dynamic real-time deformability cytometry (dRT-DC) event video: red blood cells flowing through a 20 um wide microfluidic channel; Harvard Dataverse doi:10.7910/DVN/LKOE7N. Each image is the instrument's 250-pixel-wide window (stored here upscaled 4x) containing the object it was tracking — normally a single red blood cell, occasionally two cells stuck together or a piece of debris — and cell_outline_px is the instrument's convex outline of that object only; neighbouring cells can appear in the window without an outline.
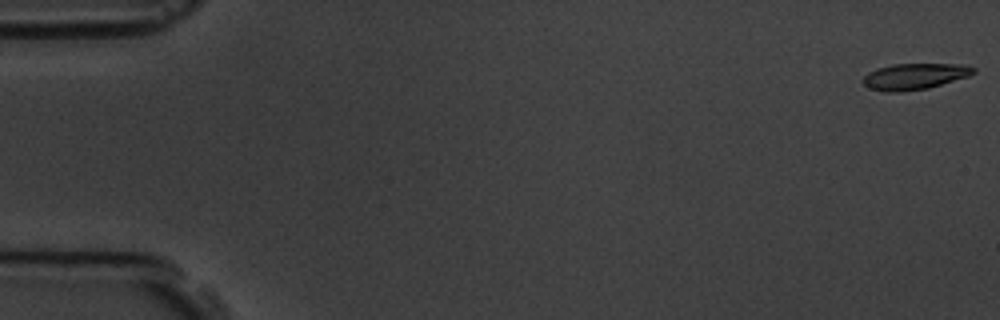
{"species": "common noctule bat (a hibernating species)", "species_latin": "Nyctalus noctula", "temperature_condition": "room temperature", "stored_images_in_passage": 5, "camera_frame_rate_fps": 3000, "um_per_image_px": 0.085, "animal": {"sex": "male", "body_mass_g": 19.5, "forearm_length_mm": 54.6}, "frame": {"image": 1, "passage_image": 1, "time_ms": 0.0, "image_size_px": [1000, 320], "cell_outline_px": [[976, 72], [968, 76], [928, 88], [900, 92], [884, 92], [872, 88], [864, 84], [860, 80], [868, 72], [876, 68], [892, 64], [964, 64], [976, 68]], "centroid_in_image_um": [77.72, 6.48], "position_along_channel_um": 7.3, "area_um2": 16.88}}
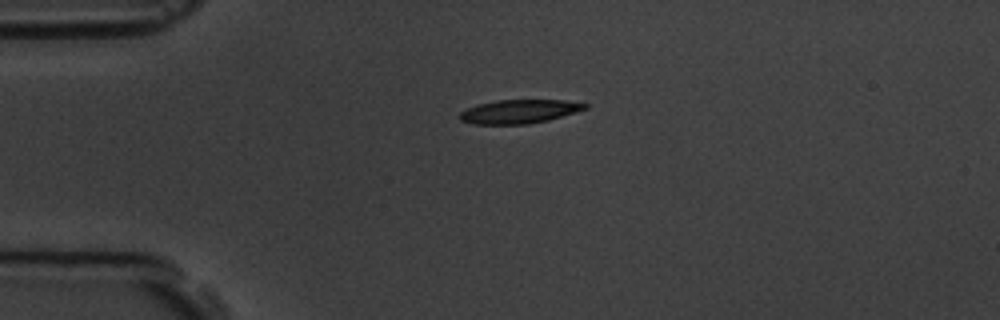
{"frame": {"image": 2, "passage_image": 4, "time_ms": 4.333, "image_size_px": [1000, 320], "cell_outline_px": [[588, 108], [576, 112], [548, 120], [528, 124], [472, 124], [460, 120], [460, 112], [476, 104], [496, 100], [564, 100], [588, 104]], "centroid_in_image_um": [44.12, 9.47], "position_along_channel_um": 40.9, "area_um2": 17.34}}